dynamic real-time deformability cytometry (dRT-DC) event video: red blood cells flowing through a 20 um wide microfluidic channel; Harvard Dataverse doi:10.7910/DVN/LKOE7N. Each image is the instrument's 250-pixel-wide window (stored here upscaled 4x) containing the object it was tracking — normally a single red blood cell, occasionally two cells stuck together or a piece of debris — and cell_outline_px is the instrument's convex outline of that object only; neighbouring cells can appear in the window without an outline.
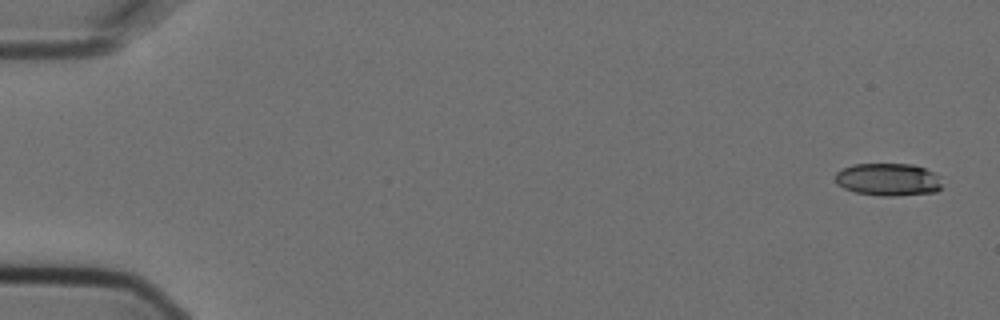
{"species": "Egyptian fruit bat (a non-hibernating species)", "species_latin": "Rousettus aegyptiacus", "temperature_condition": "cold", "stored_images_in_passage": 7, "camera_frame_rate_fps": 3000, "um_per_image_px": 0.085, "animal": {"sex": "female"}, "frame": {"image": 1, "passage_image": 1, "time_ms": 0.0, "image_size_px": [1000, 320], "cell_outline_px": [[944, 188], [936, 192], [896, 196], [880, 196], [856, 192], [844, 188], [836, 184], [836, 172], [852, 164], [912, 164], [924, 168], [940, 176]], "centroid_in_image_um": [75.54, 15.27], "position_along_channel_um": 9.5, "area_um2": 20.52}}
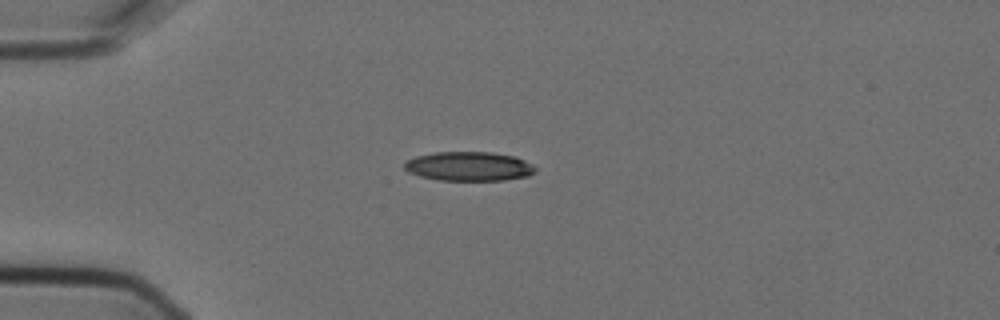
{"frame": {"image": 2, "passage_image": 5, "time_ms": 1.333, "image_size_px": [1000, 320], "cell_outline_px": [[536, 172], [528, 176], [504, 180], [436, 180], [420, 176], [408, 172], [404, 168], [404, 164], [408, 160], [416, 156], [436, 152], [492, 152], [512, 156], [524, 160], [532, 164], [536, 168]], "centroid_in_image_um": [39.86, 14.14], "position_along_channel_um": 45.1, "area_um2": 22.25}}
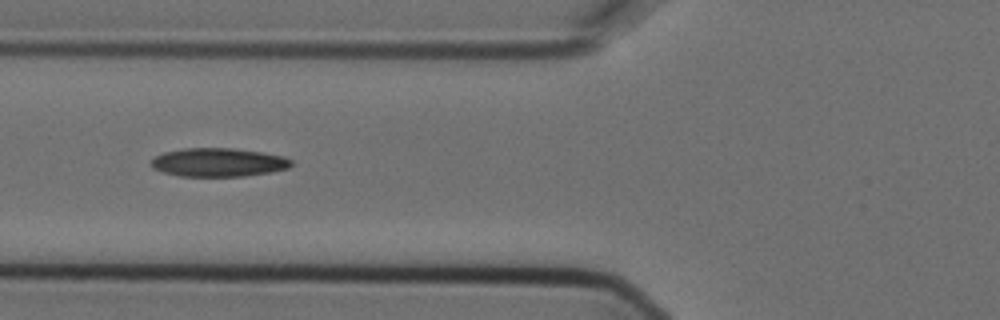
{"frame": {"image": 3, "passage_image": 7, "time_ms": 2.0, "image_size_px": [1000, 320], "cell_outline_px": [[292, 164], [288, 168], [272, 172], [244, 176], [180, 176], [164, 172], [152, 168], [148, 164], [156, 156], [164, 152], [184, 148], [232, 148], [260, 152], [284, 156], [292, 160]], "centroid_in_image_um": [18.55, 13.8], "position_along_channel_um": 107.2, "area_um2": 23.35}}